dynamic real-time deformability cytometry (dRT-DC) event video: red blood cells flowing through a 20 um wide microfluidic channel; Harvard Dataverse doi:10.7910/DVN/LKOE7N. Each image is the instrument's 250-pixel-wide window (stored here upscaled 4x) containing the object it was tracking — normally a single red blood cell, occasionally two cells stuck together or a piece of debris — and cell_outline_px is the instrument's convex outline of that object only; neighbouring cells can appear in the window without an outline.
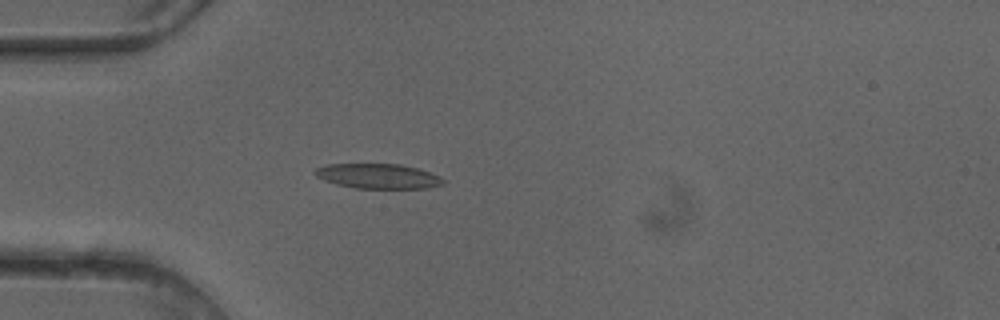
{"species": "common noctule bat (a hibernating species)", "species_latin": "Nyctalus noctula", "temperature_condition": "cold", "stored_images_in_passage": 47, "camera_frame_rate_fps": 3000, "um_per_image_px": 0.085, "animal": {"sex": "female"}, "frame": {"image": 1, "passage_image": 11, "time_ms": 3.333, "image_size_px": [1000, 320], "cell_outline_px": [[444, 184], [428, 188], [356, 188], [336, 184], [324, 180], [316, 176], [312, 172], [316, 168], [328, 164], [400, 164], [416, 168], [440, 176], [444, 180]], "centroid_in_image_um": [32.11, 14.97], "position_along_channel_um": 52.9, "area_um2": 18.5}}
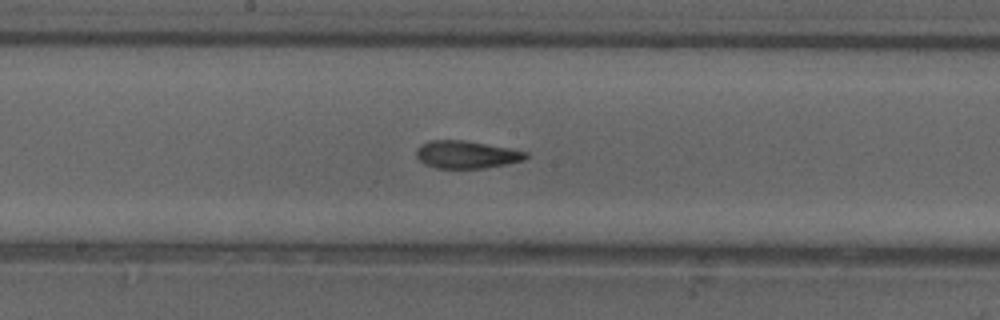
{"frame": {"image": 2, "passage_image": 23, "time_ms": 7.333, "image_size_px": [1000, 320], "cell_outline_px": [[528, 156], [524, 160], [484, 168], [436, 168], [424, 164], [416, 156], [416, 148], [420, 144], [428, 140], [464, 140], [508, 148], [528, 152]], "centroid_in_image_um": [39.6, 13.13], "position_along_channel_um": 208.6, "area_um2": 17.57}}
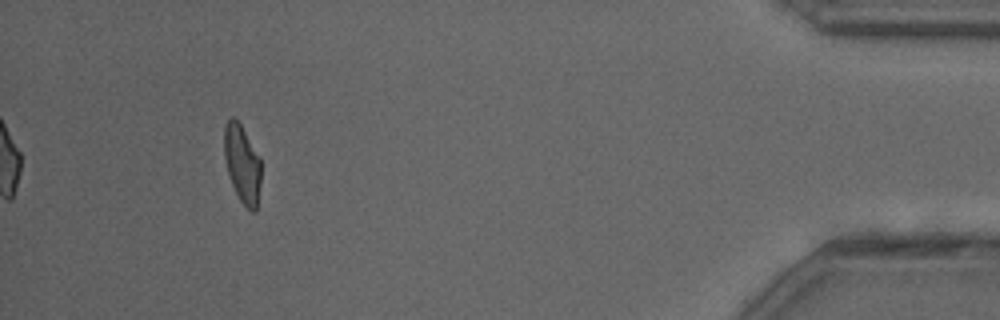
{"frame": {"image": 3, "passage_image": 43, "time_ms": 14.0, "image_size_px": [1000, 320], "cell_outline_px": [[260, 184], [256, 212], [252, 212], [240, 200], [232, 184], [228, 172], [224, 156], [224, 124], [232, 116], [240, 124], [260, 156]], "centroid_in_image_um": [20.59, 13.91], "position_along_channel_um": 414.6, "area_um2": 16.59}, "authors_computed_cell_mechanics": {"area_um2": 18.0336, "velocity_mm_per_s": 4.1036, "shape_relaxation_time_tau1_ms": 7.216, "shape_relaxation_time_tau2_ms": 1.7474, "deformation_change_tau1": 0.2096, "deformation_change_tau2": 0.0821}}